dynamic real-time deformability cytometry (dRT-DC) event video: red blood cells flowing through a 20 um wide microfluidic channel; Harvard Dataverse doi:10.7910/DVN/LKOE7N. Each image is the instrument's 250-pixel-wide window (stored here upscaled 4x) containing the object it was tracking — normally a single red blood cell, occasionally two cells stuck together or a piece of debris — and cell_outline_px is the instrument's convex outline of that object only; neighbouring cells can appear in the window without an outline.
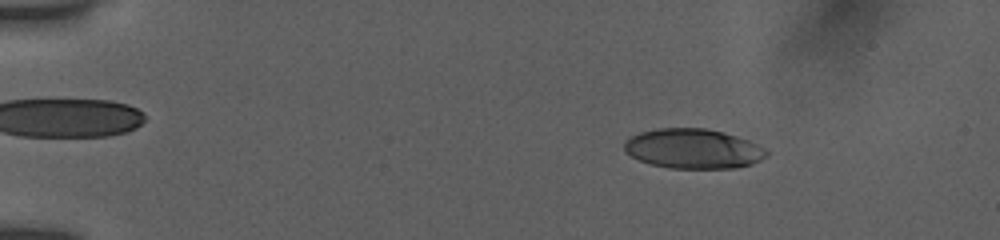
{"species": "human", "species_latin": "Homo sapiens", "temperature_condition": "room temperature", "stored_images_in_passage": 55, "camera_frame_rate_fps": 3000, "um_per_image_px": 0.085, "donor": {"sex": "female"}, "frame": {"image": 1, "passage_image": 12, "time_ms": 2.0, "image_size_px": [1000, 240], "cell_outline_px": [[768, 156], [752, 164], [732, 168], [668, 168], [652, 164], [640, 160], [632, 156], [624, 148], [624, 140], [628, 136], [640, 132], [656, 128], [704, 128], [724, 132], [748, 140], [764, 148], [768, 152]], "centroid_in_image_um": [58.91, 12.63], "position_along_channel_um": 26.1, "area_um2": 32.95}}
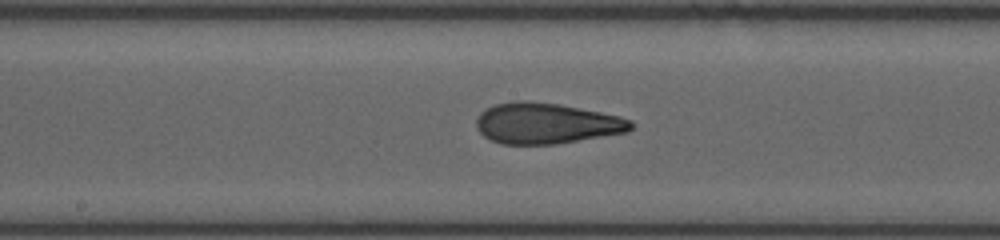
{"frame": {"image": 2, "passage_image": 39, "time_ms": 9.0, "image_size_px": [1000, 240], "cell_outline_px": [[636, 124], [628, 132], [556, 144], [500, 144], [484, 136], [480, 132], [476, 124], [476, 120], [480, 112], [496, 104], [516, 100], [528, 100], [560, 104], [620, 116], [632, 120]], "centroid_in_image_um": [46.46, 10.48], "position_along_channel_um": 201.7, "area_um2": 36.93}}
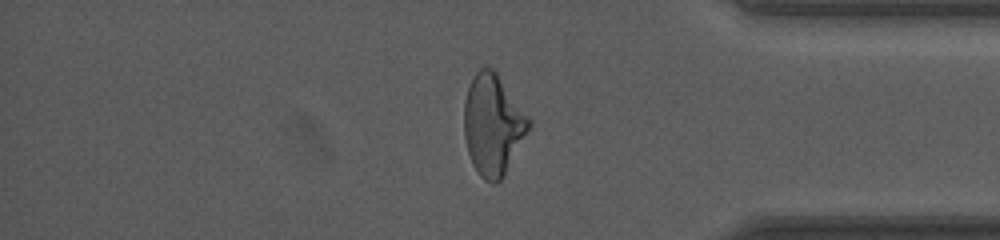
{"frame": {"image": 3, "passage_image": 55, "time_ms": 14.333, "image_size_px": [1000, 240], "cell_outline_px": [[532, 124], [504, 176], [496, 184], [492, 184], [484, 180], [480, 176], [472, 164], [468, 152], [464, 136], [464, 100], [472, 76], [480, 68], [492, 68], [496, 72], [532, 120]], "centroid_in_image_um": [41.9, 10.62], "position_along_channel_um": 393.3, "area_um2": 38.15}, "authors_computed_cell_mechanics": {"area_um2": 34.969, "velocity_mm_per_s": 3.8785, "shape_relaxation_time_tau1_ms": 10.653, "shape_relaxation_time_tau2_ms": 1.5509, "deformation_change_tau1": 0.3138, "deformation_change_tau2": 0.0959}}